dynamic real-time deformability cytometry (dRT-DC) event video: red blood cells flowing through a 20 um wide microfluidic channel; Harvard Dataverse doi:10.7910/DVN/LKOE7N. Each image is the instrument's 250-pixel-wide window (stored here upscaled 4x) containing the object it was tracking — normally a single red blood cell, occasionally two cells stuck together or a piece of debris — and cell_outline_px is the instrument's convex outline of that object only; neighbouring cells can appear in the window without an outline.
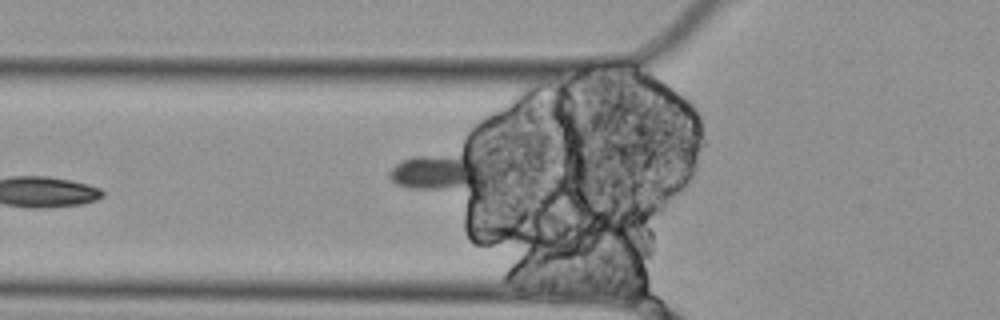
{"species": "Egyptian fruit bat (a non-hibernating species)", "species_latin": "Rousettus aegyptiacus", "temperature_condition": "cold", "stored_images_in_passage": 6, "camera_frame_rate_fps": 3000, "um_per_image_px": 0.085, "animal": {"sex": "female"}, "frame": {"image": 1, "passage_image": 6, "time_ms": 1.667, "image_size_px": [1000, 320], "cell_outline_px": [[488, 180], [472, 184], [444, 188], [408, 188], [396, 184], [388, 176], [388, 172], [396, 164], [412, 156], [468, 148], [488, 172]], "centroid_in_image_um": [37.34, 14.48], "position_along_channel_um": 88.5, "area_um2": 21.27}}